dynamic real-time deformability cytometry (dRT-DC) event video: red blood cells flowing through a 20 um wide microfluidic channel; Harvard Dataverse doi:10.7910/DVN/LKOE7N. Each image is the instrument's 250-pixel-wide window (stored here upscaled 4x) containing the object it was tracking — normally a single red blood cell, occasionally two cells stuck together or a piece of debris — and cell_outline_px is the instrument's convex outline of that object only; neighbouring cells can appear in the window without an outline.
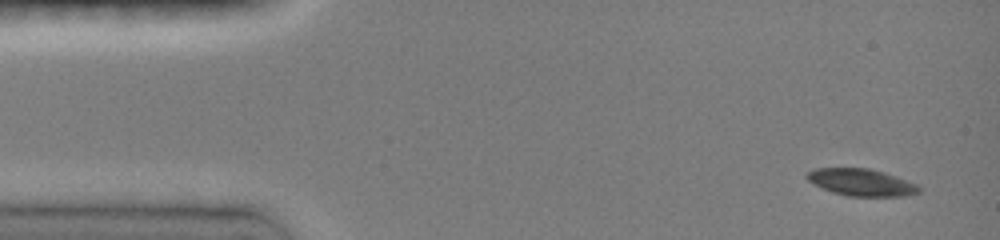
{"species": "common noctule bat (a hibernating species)", "species_latin": "Nyctalus noctula", "temperature_condition": "room temperature", "stored_images_in_passage": 4, "camera_frame_rate_fps": 3000, "um_per_image_px": 0.085, "animal": {"sex": "female", "body_mass_g": 19.0, "forearm_length_mm": 51.5}, "frame": {"image": 1, "passage_image": 1, "time_ms": 0.0, "image_size_px": [1000, 240], "cell_outline_px": [[920, 192], [904, 196], [848, 196], [832, 192], [820, 188], [808, 180], [804, 176], [808, 172], [816, 168], [868, 168], [884, 172], [896, 176], [916, 184], [920, 188]], "centroid_in_image_um": [73.18, 15.5], "position_along_channel_um": 11.8, "area_um2": 17.63}}
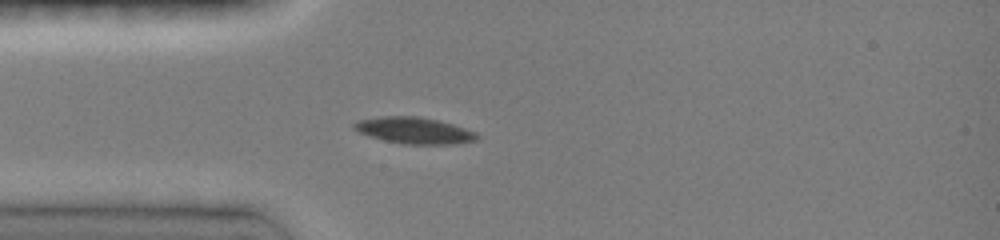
{"frame": {"image": 2, "passage_image": 4, "time_ms": 3.333, "image_size_px": [1000, 240], "cell_outline_px": [[480, 136], [476, 140], [452, 144], [404, 144], [384, 140], [368, 136], [352, 128], [352, 124], [356, 120], [380, 116], [420, 116], [452, 124], [476, 132]], "centroid_in_image_um": [35.16, 11.08], "position_along_channel_um": 49.8, "area_um2": 18.96}}